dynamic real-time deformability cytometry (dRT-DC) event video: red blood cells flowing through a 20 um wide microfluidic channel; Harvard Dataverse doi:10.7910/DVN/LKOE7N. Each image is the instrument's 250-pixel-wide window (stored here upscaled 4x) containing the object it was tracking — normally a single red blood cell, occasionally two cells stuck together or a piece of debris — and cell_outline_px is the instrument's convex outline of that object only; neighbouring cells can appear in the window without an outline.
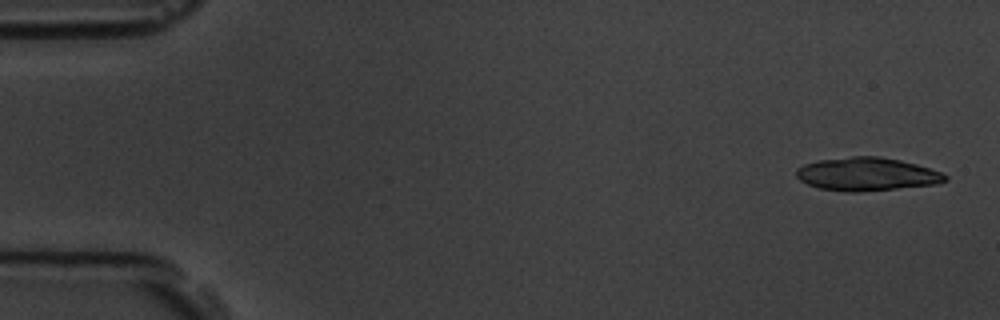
{"species": "common noctule bat (a hibernating species)", "species_latin": "Nyctalus noctula", "temperature_condition": "room temperature", "stored_images_in_passage": 5, "camera_frame_rate_fps": 3000, "um_per_image_px": 0.085, "animal": {"sex": "male", "body_mass_g": 19.5, "forearm_length_mm": 54.6}, "frame": {"image": 1, "passage_image": 1, "time_ms": 0.0, "image_size_px": [1000, 320], "cell_outline_px": [[948, 180], [936, 184], [856, 192], [844, 192], [820, 188], [808, 184], [800, 180], [796, 176], [796, 168], [804, 164], [820, 160], [852, 156], [880, 156], [900, 160], [916, 164], [940, 172], [948, 176]], "centroid_in_image_um": [73.66, 14.8], "position_along_channel_um": 11.3, "area_um2": 28.67}}